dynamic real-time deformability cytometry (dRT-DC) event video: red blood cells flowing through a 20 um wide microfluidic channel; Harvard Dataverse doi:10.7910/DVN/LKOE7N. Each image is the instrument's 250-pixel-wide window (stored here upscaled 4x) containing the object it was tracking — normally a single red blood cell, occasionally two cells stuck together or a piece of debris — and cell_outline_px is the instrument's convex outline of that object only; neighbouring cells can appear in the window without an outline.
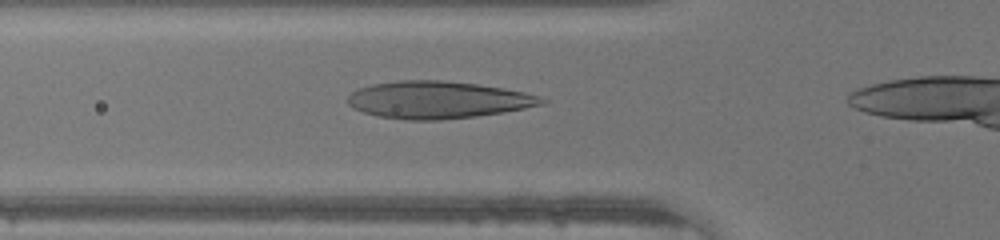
{"species": "human", "species_latin": "Homo sapiens", "temperature_condition": "warm", "stored_images_in_passage": 18, "camera_frame_rate_fps": 3000, "um_per_image_px": 0.085, "donor": {"sex": "male"}, "frame": {"image": 1, "passage_image": 8, "time_ms": 2.333, "image_size_px": [1000, 240], "cell_outline_px": [[548, 100], [544, 104], [504, 112], [476, 116], [440, 120], [404, 120], [376, 116], [352, 108], [348, 104], [348, 96], [352, 92], [360, 88], [372, 84], [396, 80], [440, 80], [476, 84], [504, 88], [524, 92]], "centroid_in_image_um": [37.18, 8.49], "position_along_channel_um": 88.6, "area_um2": 42.08}}
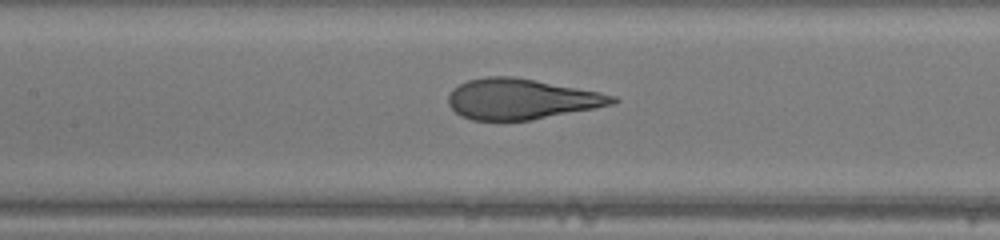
{"frame": {"image": 2, "passage_image": 13, "time_ms": 4.0, "image_size_px": [1000, 240], "cell_outline_px": [[620, 100], [612, 104], [532, 120], [472, 120], [460, 116], [448, 104], [448, 96], [452, 88], [468, 80], [488, 76], [512, 76], [600, 92], [616, 96]], "centroid_in_image_um": [44.27, 8.42], "position_along_channel_um": 163.1, "area_um2": 38.49}}
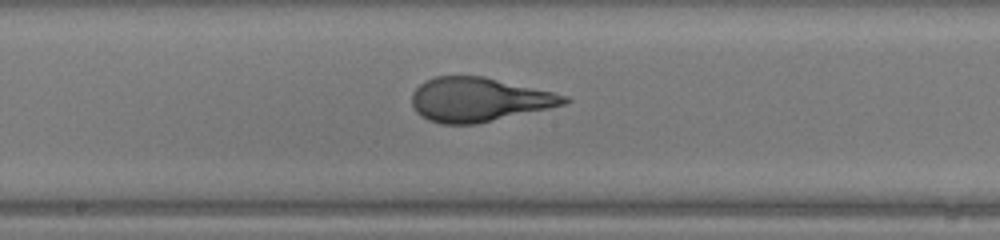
{"frame": {"image": 3, "passage_image": 16, "time_ms": 5.0, "image_size_px": [1000, 240], "cell_outline_px": [[572, 100], [564, 104], [548, 108], [476, 124], [440, 124], [428, 120], [420, 116], [416, 112], [412, 104], [412, 92], [424, 80], [436, 76], [484, 76], [552, 92], [568, 96]], "centroid_in_image_um": [40.66, 8.46], "position_along_channel_um": 207.5, "area_um2": 39.02}}